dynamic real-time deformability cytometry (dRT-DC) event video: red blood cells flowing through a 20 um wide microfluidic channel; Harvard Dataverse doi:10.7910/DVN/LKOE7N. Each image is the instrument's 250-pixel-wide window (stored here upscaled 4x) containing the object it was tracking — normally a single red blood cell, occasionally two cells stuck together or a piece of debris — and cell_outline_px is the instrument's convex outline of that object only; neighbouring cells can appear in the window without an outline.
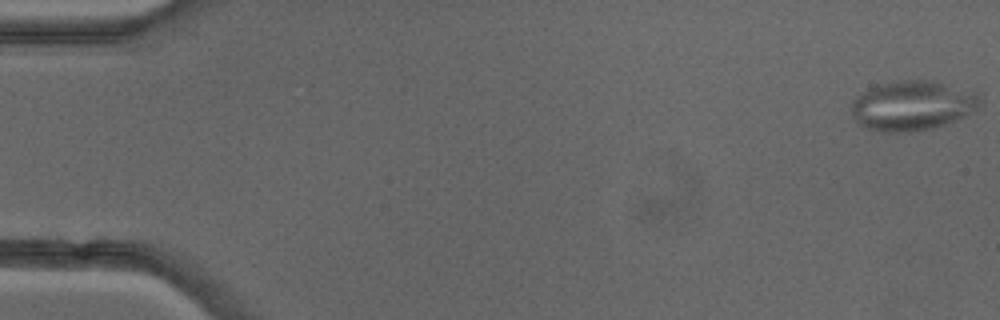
{"species": "common noctule bat (a hibernating species)", "species_latin": "Nyctalus noctula", "temperature_condition": "cold", "stored_images_in_passage": 14, "camera_frame_rate_fps": 3000, "um_per_image_px": 0.085, "animal": {"sex": "female"}, "frame": {"image": 1, "passage_image": 1, "time_ms": 0.0, "image_size_px": [1000, 320], "cell_outline_px": [[984, 104], [976, 112], [956, 120], [932, 128], [908, 132], [880, 132], [868, 128], [860, 124], [852, 116], [852, 100], [856, 96], [868, 88], [876, 84], [896, 80], [932, 80], [980, 92]], "centroid_in_image_um": [77.63, 8.95], "position_along_channel_um": 7.4, "area_um2": 38.15}}